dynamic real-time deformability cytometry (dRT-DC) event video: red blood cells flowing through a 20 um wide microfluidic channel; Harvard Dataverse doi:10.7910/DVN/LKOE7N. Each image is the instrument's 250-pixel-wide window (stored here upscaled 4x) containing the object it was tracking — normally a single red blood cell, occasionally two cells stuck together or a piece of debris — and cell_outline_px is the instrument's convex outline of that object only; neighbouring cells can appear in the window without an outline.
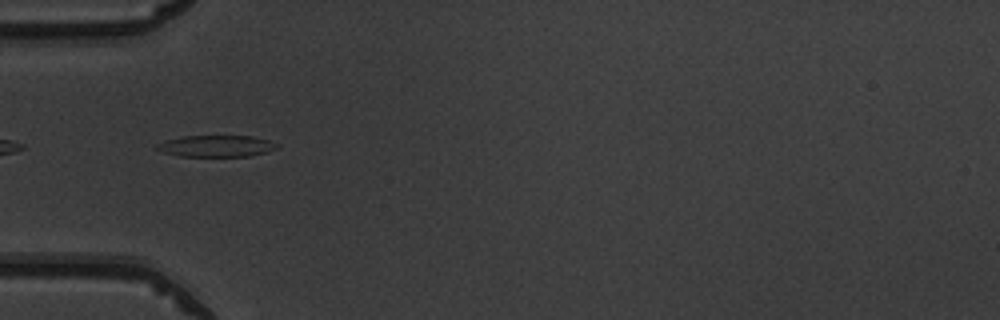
{"species": "common noctule bat (a hibernating species)", "species_latin": "Nyctalus noctula", "temperature_condition": "warm", "stored_images_in_passage": 35, "camera_frame_rate_fps": 3000, "um_per_image_px": 0.085, "animal": {"sex": "male", "body_mass_g": 19.5, "forearm_length_mm": 54.6}, "frame": {"image": 1, "passage_image": 1, "time_ms": 0.0, "image_size_px": [1000, 320], "cell_outline_px": [[280, 148], [268, 152], [248, 156], [180, 156], [164, 152], [156, 148], [156, 144], [164, 140], [184, 136], [252, 136], [268, 140], [280, 144]], "centroid_in_image_um": [18.44, 12.41], "position_along_channel_um": 66.6, "area_um2": 15.14}}
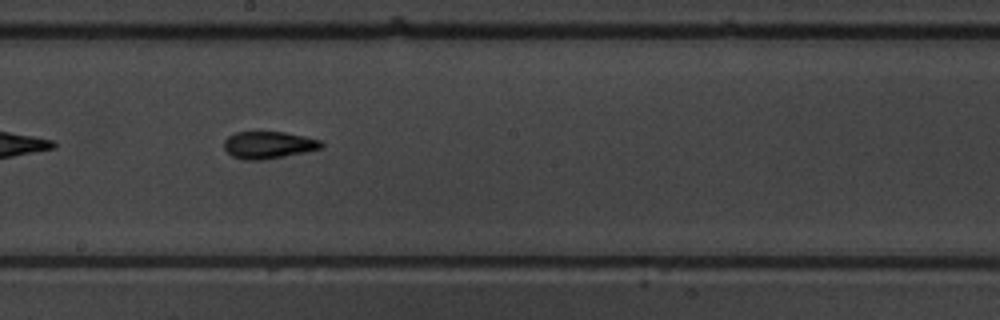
{"frame": {"image": 2, "passage_image": 13, "time_ms": 4.0, "image_size_px": [1000, 320], "cell_outline_px": [[324, 144], [320, 148], [304, 152], [284, 156], [260, 160], [244, 160], [232, 156], [224, 148], [224, 140], [228, 136], [236, 132], [284, 132], [304, 136], [320, 140]], "centroid_in_image_um": [22.79, 12.32], "position_along_channel_um": 225.4, "area_um2": 15.26}}
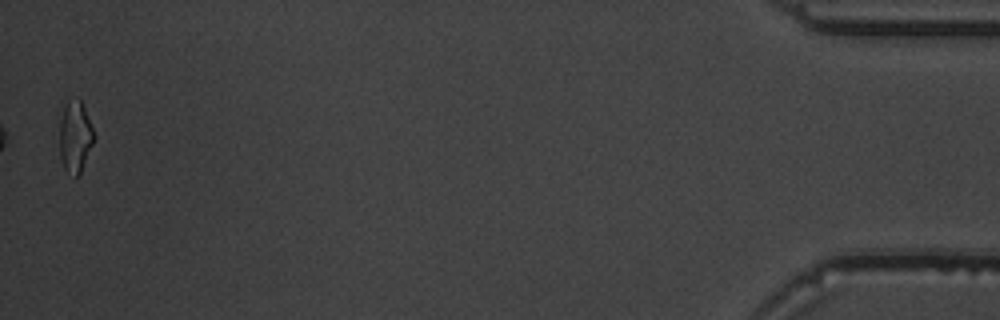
{"frame": {"image": 3, "passage_image": 35, "time_ms": 11.333, "image_size_px": [1000, 320], "cell_outline_px": [[96, 136], [80, 172], [76, 176], [64, 168], [60, 156], [60, 120], [64, 108], [68, 100], [76, 96], [80, 100], [84, 108]], "centroid_in_image_um": [6.39, 11.57], "position_along_channel_um": 428.8, "area_um2": 14.05}, "authors_computed_cell_mechanics": {"area_um2": 14.8546, "velocity_mm_per_s": 3.9893, "shape_relaxation_time_tau1_ms": 4.177, "shape_relaxation_time_tau2_ms": 1.1427, "deformation_change_tau1": 0.1917, "deformation_change_tau2": 0.0944}}